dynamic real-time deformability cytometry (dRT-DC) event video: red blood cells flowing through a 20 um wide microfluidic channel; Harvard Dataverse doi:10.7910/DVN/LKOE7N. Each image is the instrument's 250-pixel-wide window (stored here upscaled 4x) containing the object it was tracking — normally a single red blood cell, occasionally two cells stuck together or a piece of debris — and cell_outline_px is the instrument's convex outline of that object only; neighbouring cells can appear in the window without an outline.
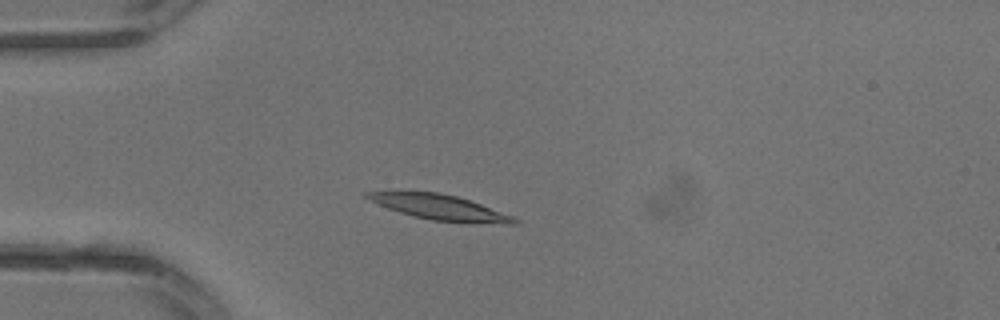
{"species": "common noctule bat (a hibernating species)", "species_latin": "Nyctalus noctula", "temperature_condition": "warm", "stored_images_in_passage": 21, "camera_frame_rate_fps": 3000, "um_per_image_px": 0.085, "animal": {"sex": "male", "body_mass_g": 13.3}, "frame": {"image": 1, "passage_image": 2, "time_ms": 0.333, "image_size_px": [1000, 320], "cell_outline_px": [[520, 224], [508, 224], [432, 220], [412, 216], [388, 208], [368, 200], [364, 196], [364, 192], [440, 192], [456, 196], [480, 204], [512, 216], [520, 220]], "centroid_in_image_um": [37.37, 17.62], "position_along_channel_um": 47.6, "area_um2": 21.1}}
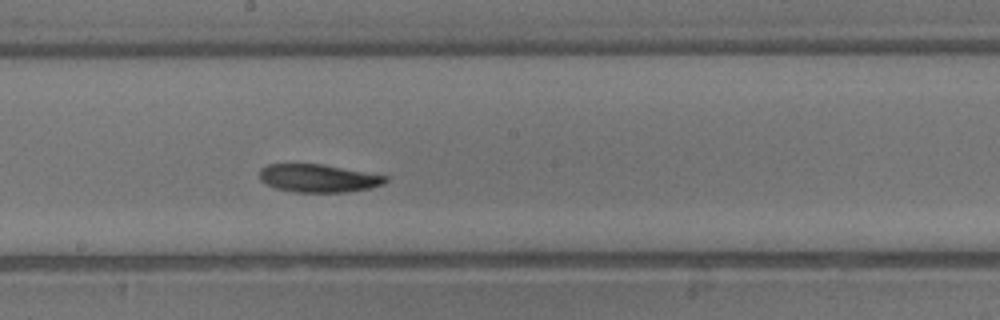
{"frame": {"image": 2, "passage_image": 11, "time_ms": 3.333, "image_size_px": [1000, 320], "cell_outline_px": [[388, 180], [384, 184], [368, 188], [348, 192], [296, 192], [276, 188], [260, 180], [260, 168], [268, 164], [320, 164], [388, 176]], "centroid_in_image_um": [27.06, 15.15], "position_along_channel_um": 221.1, "area_um2": 20.35}}
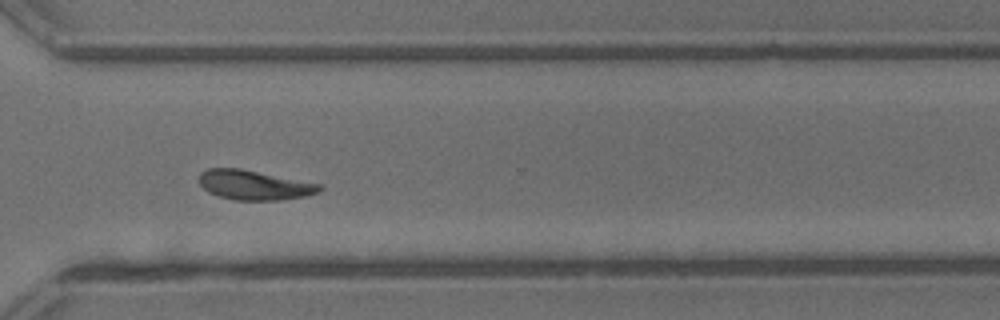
{"frame": {"image": 3, "passage_image": 17, "time_ms": 5.333, "image_size_px": [1000, 320], "cell_outline_px": [[324, 188], [320, 192], [308, 196], [280, 200], [232, 200], [208, 192], [200, 184], [200, 172], [208, 168], [240, 168], [320, 184]], "centroid_in_image_um": [21.63, 15.73], "position_along_channel_um": 349.0, "area_um2": 20.81}}